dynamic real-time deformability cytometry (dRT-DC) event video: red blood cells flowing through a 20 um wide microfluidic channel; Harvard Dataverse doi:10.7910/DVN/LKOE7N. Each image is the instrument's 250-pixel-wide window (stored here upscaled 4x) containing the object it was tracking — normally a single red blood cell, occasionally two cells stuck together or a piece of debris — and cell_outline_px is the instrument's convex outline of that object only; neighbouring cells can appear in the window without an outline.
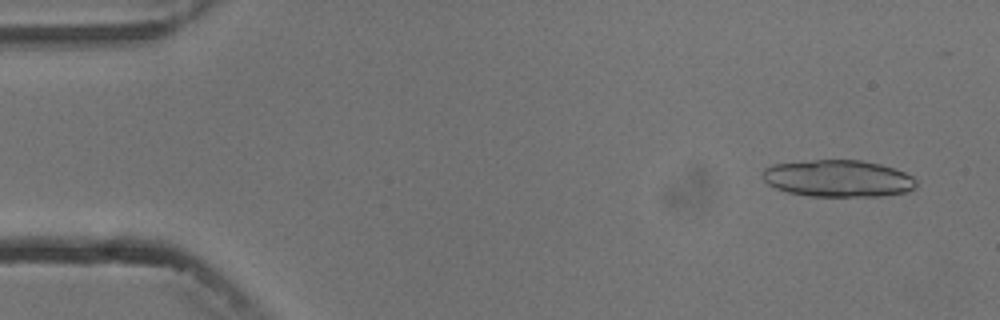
{"species": "common noctule bat (a hibernating species)", "species_latin": "Nyctalus noctula", "temperature_condition": "cold", "stored_images_in_passage": 8, "camera_frame_rate_fps": 3000, "um_per_image_px": 0.085, "animal": {"sex": "male", "body_mass_g": 13.3}, "frame": {"image": 1, "passage_image": 1, "time_ms": 0.0, "image_size_px": [1000, 320], "cell_outline_px": [[916, 184], [912, 188], [904, 192], [880, 196], [808, 196], [788, 192], [776, 188], [768, 184], [760, 176], [760, 172], [764, 168], [772, 164], [812, 160], [860, 160], [880, 164], [904, 172], [912, 176], [916, 180]], "centroid_in_image_um": [71.17, 15.16], "position_along_channel_um": 13.8, "area_um2": 33.06}}
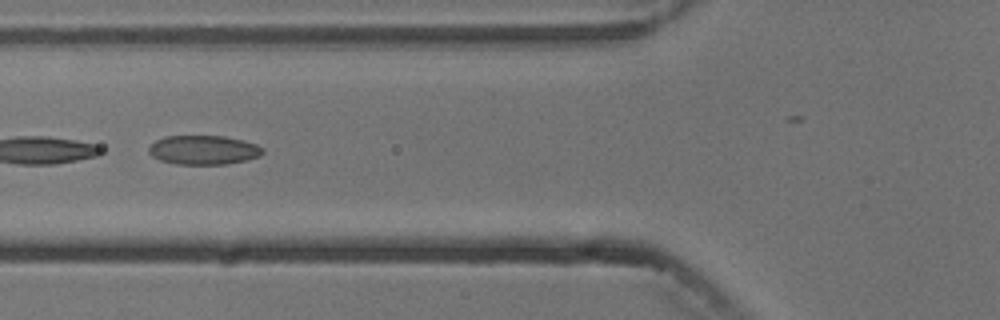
{"frame": {"image": 2, "passage_image": 6, "time_ms": 5.667, "image_size_px": [1000, 320], "cell_outline_px": [[264, 152], [260, 156], [248, 160], [228, 164], [176, 164], [160, 160], [152, 156], [148, 152], [148, 148], [156, 140], [164, 136], [224, 136], [244, 140], [256, 144], [264, 148]], "centroid_in_image_um": [17.33, 12.75], "position_along_channel_um": 108.5, "area_um2": 19.54}}
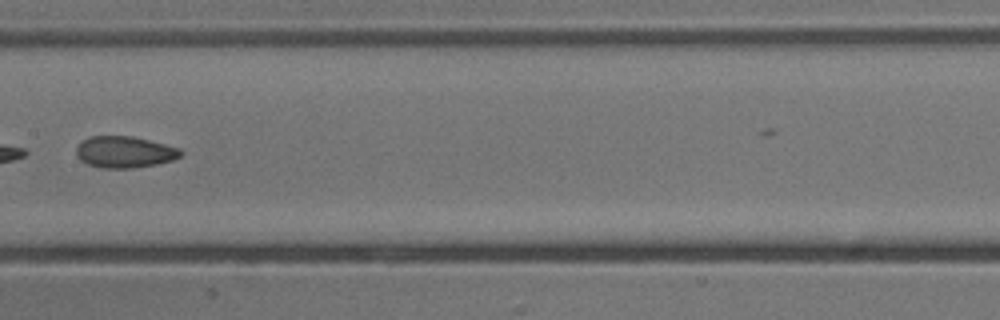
{"frame": {"image": 3, "passage_image": 8, "time_ms": 8.0, "image_size_px": [1000, 320], "cell_outline_px": [[184, 152], [180, 156], [172, 160], [156, 164], [132, 168], [100, 168], [88, 164], [80, 160], [76, 156], [76, 148], [88, 136], [132, 136], [180, 148]], "centroid_in_image_um": [10.58, 12.92], "position_along_channel_um": 196.8, "area_um2": 19.13}}